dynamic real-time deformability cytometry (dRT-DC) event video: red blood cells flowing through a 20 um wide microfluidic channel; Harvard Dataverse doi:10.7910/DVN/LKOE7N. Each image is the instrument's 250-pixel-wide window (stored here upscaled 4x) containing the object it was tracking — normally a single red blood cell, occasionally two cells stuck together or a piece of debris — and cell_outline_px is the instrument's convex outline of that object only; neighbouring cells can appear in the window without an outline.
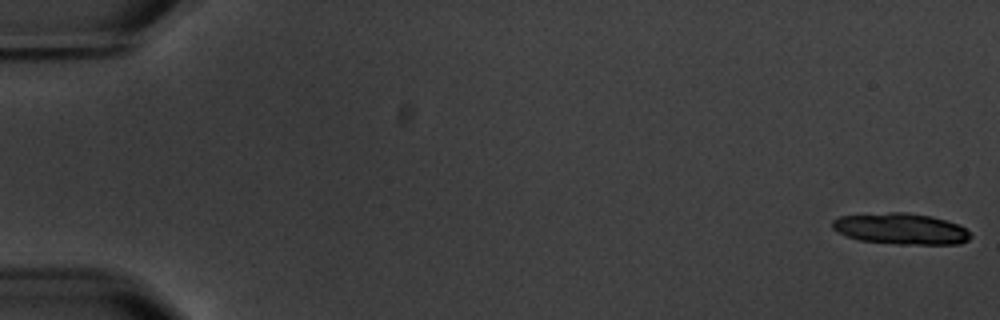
{"species": "common noctule bat (a hibernating species)", "species_latin": "Nyctalus noctula", "temperature_condition": "warm", "stored_images_in_passage": 6, "camera_frame_rate_fps": 3000, "um_per_image_px": 0.085, "animal": {"sex": "male", "body_mass_g": 20.1, "forearm_length_mm": 53.5}, "frame": {"image": 1, "passage_image": 1, "time_ms": 0.0, "image_size_px": [1000, 320], "cell_outline_px": [[972, 236], [968, 240], [960, 244], [900, 244], [860, 240], [836, 232], [832, 228], [832, 220], [840, 216], [888, 212], [908, 212], [932, 216], [960, 224]], "centroid_in_image_um": [76.58, 19.44], "position_along_channel_um": 8.4, "area_um2": 25.14}}